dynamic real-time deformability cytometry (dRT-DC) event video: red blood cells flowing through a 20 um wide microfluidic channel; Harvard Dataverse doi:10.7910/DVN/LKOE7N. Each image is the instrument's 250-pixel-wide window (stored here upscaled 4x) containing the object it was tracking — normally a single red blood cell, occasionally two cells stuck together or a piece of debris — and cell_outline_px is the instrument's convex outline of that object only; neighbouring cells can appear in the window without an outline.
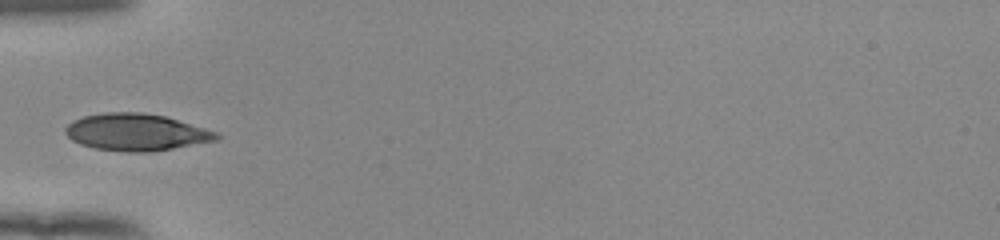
{"species": "human", "species_latin": "Homo sapiens", "temperature_condition": "room temperature", "stored_images_in_passage": 35, "camera_frame_rate_fps": 3000, "um_per_image_px": 0.085, "donor": {"sex": "female"}, "frame": {"image": 1, "passage_image": 1, "time_ms": 0.0, "image_size_px": [1000, 240], "cell_outline_px": [[220, 140], [148, 152], [128, 152], [96, 148], [80, 144], [72, 140], [64, 132], [64, 128], [72, 120], [84, 116], [104, 112], [144, 112], [164, 116], [204, 128], [216, 132], [220, 136]], "centroid_in_image_um": [11.55, 11.23], "position_along_channel_um": 73.5, "area_um2": 32.43}}
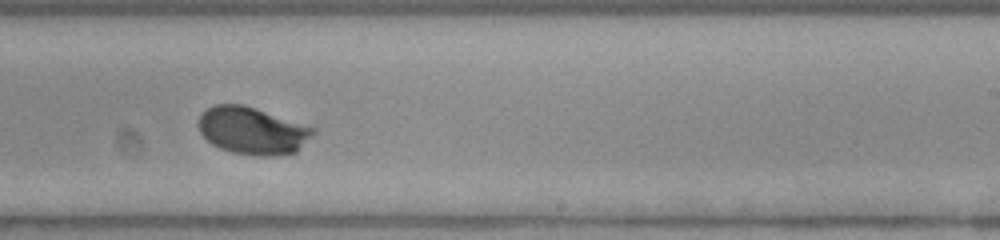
{"frame": {"image": 2, "passage_image": 16, "time_ms": 5.0, "image_size_px": [1000, 240], "cell_outline_px": [[316, 132], [296, 152], [272, 156], [260, 156], [232, 152], [220, 148], [212, 144], [200, 132], [196, 124], [200, 116], [212, 104], [240, 104], [256, 108], [316, 128]], "centroid_in_image_um": [21.45, 11.1], "position_along_channel_um": 267.6, "area_um2": 31.56}}
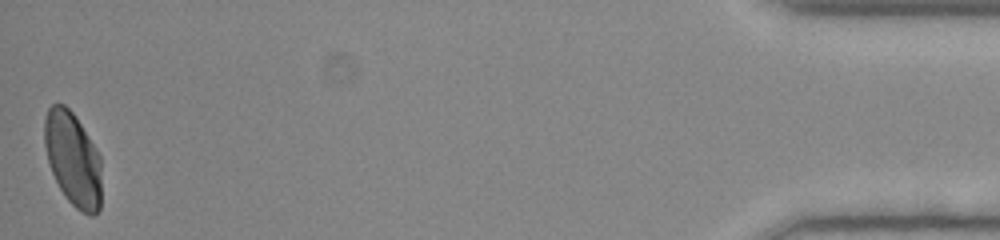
{"frame": {"image": 3, "passage_image": 35, "time_ms": 11.333, "image_size_px": [1000, 240], "cell_outline_px": [[100, 208], [92, 216], [80, 212], [64, 196], [52, 172], [48, 160], [44, 144], [44, 120], [48, 108], [52, 104], [64, 104], [72, 112], [88, 136], [100, 156]], "centroid_in_image_um": [6.18, 13.52], "position_along_channel_um": 429.0, "area_um2": 30.92}, "authors_computed_cell_mechanics": {"area_um2": 31.3276, "velocity_mm_per_s": 3.8986, "shape_relaxation_time_tau1_ms": 2.0099, "shape_relaxation_time_tau2_ms": null, "deformation_change_tau1": 0.1403, "deformation_change_tau2": null}}